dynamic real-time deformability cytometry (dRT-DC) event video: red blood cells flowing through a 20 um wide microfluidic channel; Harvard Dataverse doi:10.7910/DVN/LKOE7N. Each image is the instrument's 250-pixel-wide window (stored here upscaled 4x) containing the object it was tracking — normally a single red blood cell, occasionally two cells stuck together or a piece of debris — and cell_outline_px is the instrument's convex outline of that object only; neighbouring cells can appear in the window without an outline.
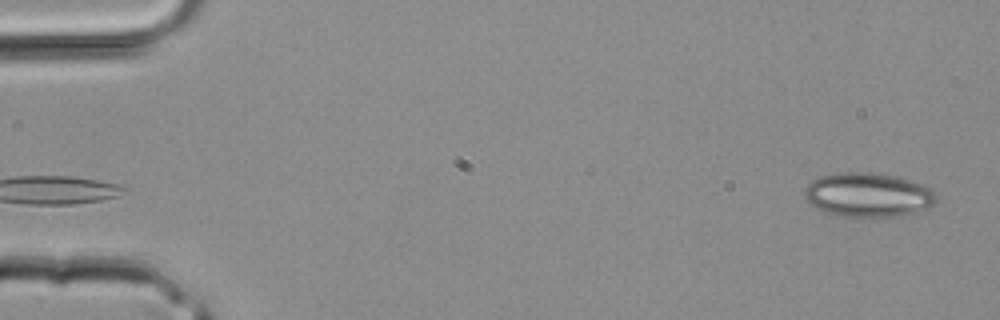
{"species": "common noctule bat (a hibernating species)", "species_latin": "Nyctalus noctula", "temperature_condition": "room temperature", "stored_images_in_passage": 4, "segment_of_instrument_passage": [2, 2], "camera_frame_rate_fps": 3000, "um_per_image_px": 0.085, "animal": {"sex": "male", "body_mass_g": 20.4}, "frame": {"image": 1, "passage_image": 4, "time_ms": 1.0, "image_size_px": [1000, 320], "cell_outline_px": [[936, 200], [928, 208], [916, 212], [900, 216], [836, 216], [824, 212], [816, 208], [804, 196], [804, 188], [812, 180], [820, 176], [836, 172], [872, 172], [896, 176], [912, 180], [924, 184], [936, 196]], "centroid_in_image_um": [73.76, 16.55], "position_along_channel_um": 11.2, "area_um2": 34.04}}